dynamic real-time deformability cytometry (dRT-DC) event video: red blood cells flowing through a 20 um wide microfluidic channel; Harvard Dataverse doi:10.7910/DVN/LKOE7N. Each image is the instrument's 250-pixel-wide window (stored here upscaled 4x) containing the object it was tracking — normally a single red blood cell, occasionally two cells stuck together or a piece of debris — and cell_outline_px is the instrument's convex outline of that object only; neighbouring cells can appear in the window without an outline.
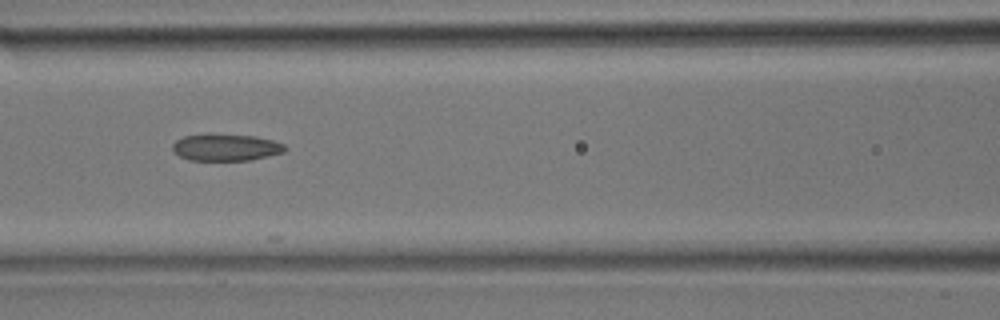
{"species": "common noctule bat (a hibernating species)", "species_latin": "Nyctalus noctula", "temperature_condition": "room temperature", "stored_images_in_passage": 12, "camera_frame_rate_fps": 3000, "um_per_image_px": 0.085, "animal": {"sex": "male", "body_mass_g": 17.9}, "frame": {"image": 1, "passage_image": 10, "time_ms": 3.0, "image_size_px": [1000, 320], "cell_outline_px": [[288, 148], [284, 152], [252, 160], [188, 160], [180, 156], [172, 148], [172, 144], [176, 140], [184, 136], [208, 132], [256, 136], [272, 140], [284, 144]], "centroid_in_image_um": [19.2, 12.5], "position_along_channel_um": 147.4, "area_um2": 18.03}}